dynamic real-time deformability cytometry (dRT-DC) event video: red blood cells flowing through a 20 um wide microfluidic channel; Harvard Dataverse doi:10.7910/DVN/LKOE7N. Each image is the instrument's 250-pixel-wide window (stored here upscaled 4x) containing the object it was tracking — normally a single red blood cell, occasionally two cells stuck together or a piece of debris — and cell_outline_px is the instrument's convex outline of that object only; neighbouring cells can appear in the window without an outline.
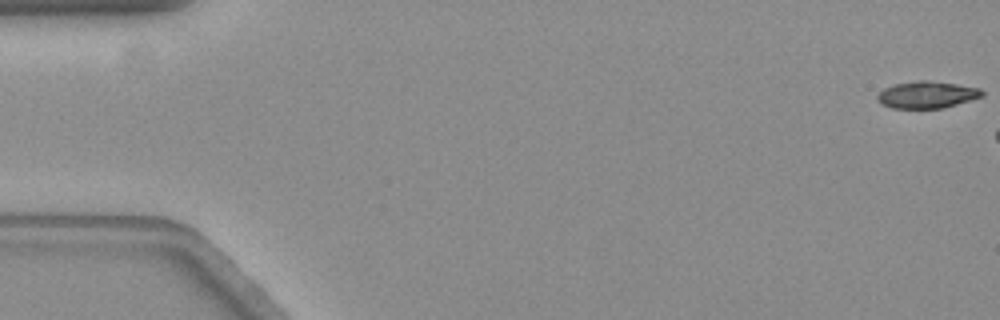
{"species": "common noctule bat (a hibernating species)", "species_latin": "Nyctalus noctula", "temperature_condition": "warm", "stored_images_in_passage": 9, "camera_frame_rate_fps": 3000, "um_per_image_px": 0.085, "animal": {"sex": "female", "body_mass_g": 19.3, "forearm_length_mm": 54.1}, "frame": {"image": 1, "passage_image": 1, "time_ms": 0.0, "image_size_px": [1000, 320], "cell_outline_px": [[984, 96], [956, 104], [940, 108], [892, 108], [880, 104], [876, 100], [876, 96], [884, 88], [892, 84], [920, 80], [928, 80], [956, 84], [980, 88], [984, 92]], "centroid_in_image_um": [78.75, 8.05], "position_along_channel_um": 6.2, "area_um2": 16.47}}